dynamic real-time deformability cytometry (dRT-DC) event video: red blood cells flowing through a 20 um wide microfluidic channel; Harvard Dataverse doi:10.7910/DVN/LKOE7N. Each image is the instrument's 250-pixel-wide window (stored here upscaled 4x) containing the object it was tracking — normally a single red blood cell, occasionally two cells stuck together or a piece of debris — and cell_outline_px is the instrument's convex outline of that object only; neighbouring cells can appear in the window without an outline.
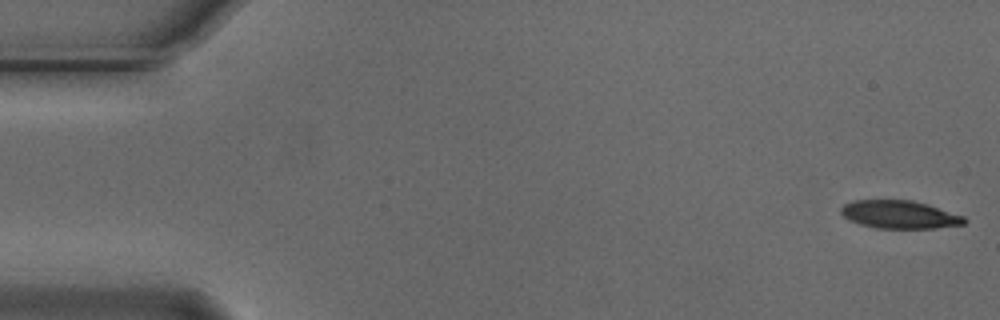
{"species": "Egyptian fruit bat (a non-hibernating species)", "species_latin": "Rousettus aegyptiacus", "temperature_condition": "cold", "stored_images_in_passage": 51, "camera_frame_rate_fps": 3000, "um_per_image_px": 0.085, "animal": {"sex": "male"}, "frame": {"image": 1, "passage_image": 1, "time_ms": 0.0, "image_size_px": [1000, 320], "cell_outline_px": [[968, 220], [964, 224], [936, 228], [876, 228], [860, 224], [848, 220], [840, 212], [840, 208], [844, 204], [852, 200], [912, 200], [928, 204], [964, 216]], "centroid_in_image_um": [76.45, 18.23], "position_along_channel_um": 8.5, "area_um2": 20.23}}
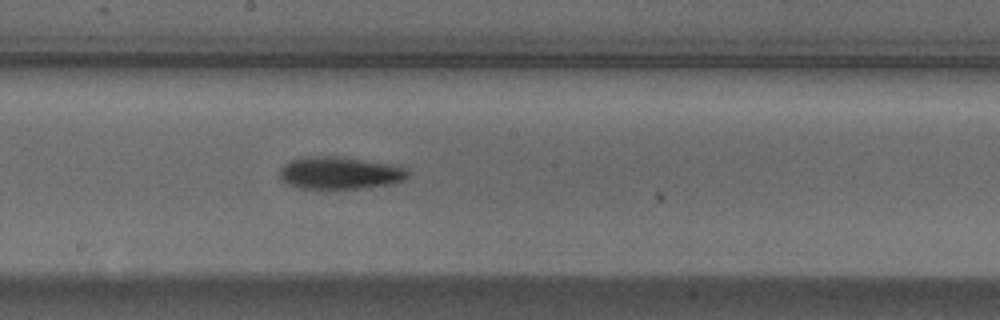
{"frame": {"image": 2, "passage_image": 29, "time_ms": 9.333, "image_size_px": [1000, 320], "cell_outline_px": [[412, 172], [404, 180], [392, 184], [360, 188], [300, 188], [288, 184], [280, 180], [280, 168], [288, 160], [304, 156], [344, 156], [392, 164], [408, 168]], "centroid_in_image_um": [28.91, 14.68], "position_along_channel_um": 219.3, "area_um2": 24.68}}
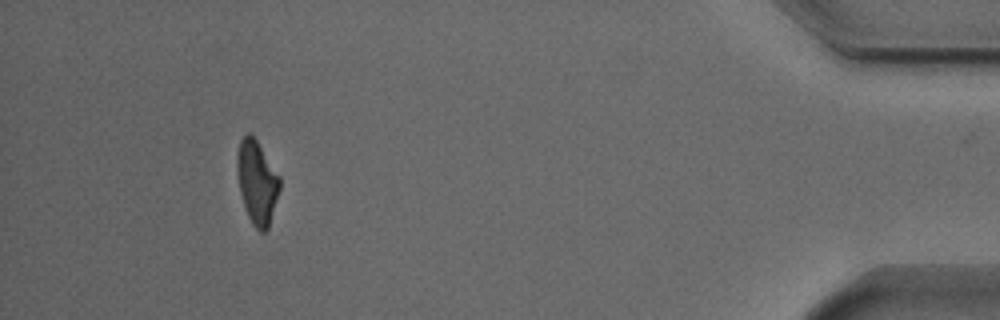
{"frame": {"image": 3, "passage_image": 50, "time_ms": 16.333, "image_size_px": [1000, 320], "cell_outline_px": [[280, 188], [268, 228], [264, 232], [260, 232], [252, 224], [248, 216], [240, 192], [236, 168], [236, 156], [240, 140], [248, 132], [256, 140], [280, 176]], "centroid_in_image_um": [21.83, 15.49], "position_along_channel_um": 413.4, "area_um2": 20.52}, "authors_computed_cell_mechanics": {"area_um2": 22.1374, "velocity_mm_per_s": 3.737, "shape_relaxation_time_tau1_ms": 5.488, "shape_relaxation_time_tau2_ms": null, "deformation_change_tau1": 0.1576, "deformation_change_tau2": null}}